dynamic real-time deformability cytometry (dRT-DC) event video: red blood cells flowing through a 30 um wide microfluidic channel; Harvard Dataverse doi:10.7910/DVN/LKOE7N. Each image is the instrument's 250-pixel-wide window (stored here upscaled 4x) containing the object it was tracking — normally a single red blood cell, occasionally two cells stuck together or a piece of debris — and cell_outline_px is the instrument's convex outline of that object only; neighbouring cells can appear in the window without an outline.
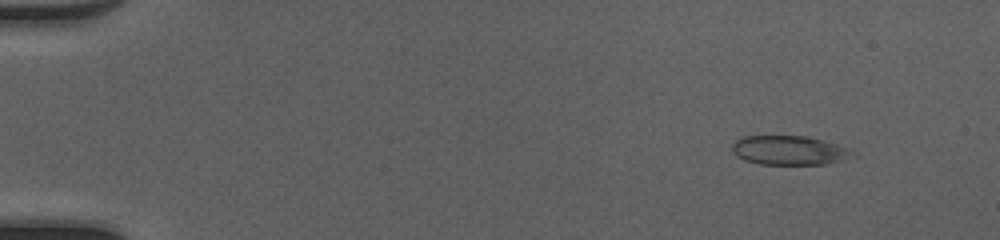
{"species": "common noctule bat (a hibernating species)", "species_latin": "Nyctalus noctula", "temperature_condition": "cold", "stored_images_in_passage": 51, "camera_frame_rate_fps": 3000, "um_per_image_px": 0.085, "animal": {"sex": "female", "body_mass_g": 20.0, "forearm_length_mm": 54.0}, "frame": {"image": 1, "passage_image": 6, "time_ms": 1.667, "image_size_px": [1000, 240], "cell_outline_px": [[860, 156], [824, 164], [760, 164], [744, 160], [736, 156], [732, 152], [732, 144], [740, 136], [804, 136], [824, 140], [848, 148], [856, 152]], "centroid_in_image_um": [67.11, 12.78], "position_along_channel_um": 17.9, "area_um2": 20.75}}
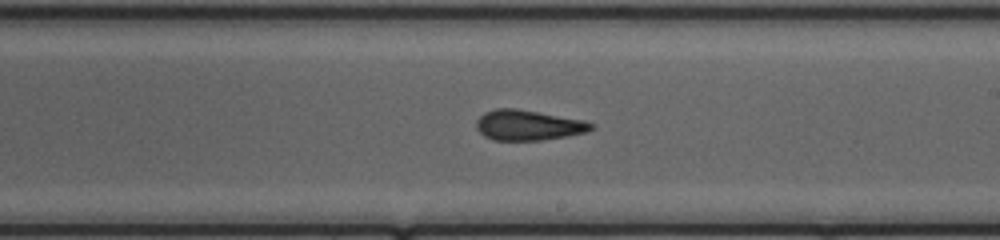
{"frame": {"image": 2, "passage_image": 31, "time_ms": 10.0, "image_size_px": [1000, 240], "cell_outline_px": [[596, 128], [588, 132], [568, 136], [544, 140], [492, 140], [484, 136], [476, 128], [476, 120], [484, 112], [492, 108], [516, 108], [584, 120], [596, 124]], "centroid_in_image_um": [44.92, 10.64], "position_along_channel_um": 244.1, "area_um2": 20.63}}
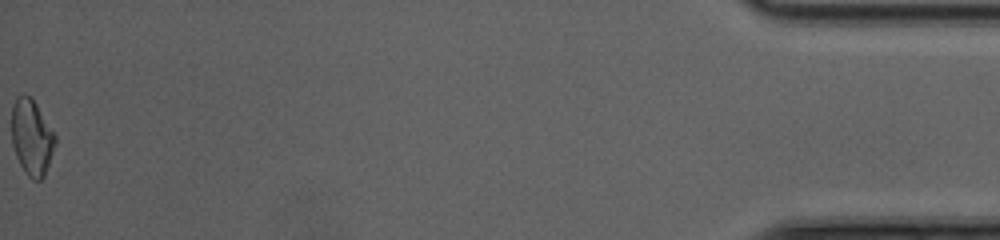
{"frame": {"image": 3, "passage_image": 51, "time_ms": 16.667, "image_size_px": [1000, 240], "cell_outline_px": [[56, 144], [44, 176], [40, 180], [32, 180], [28, 176], [20, 164], [16, 156], [12, 144], [12, 108], [16, 96], [24, 92], [36, 104], [56, 136]], "centroid_in_image_um": [2.69, 11.67], "position_along_channel_um": 432.5, "area_um2": 19.13}, "authors_computed_cell_mechanics": {"area_um2": 20.6346, "velocity_mm_per_s": 4.2179, "shape_relaxation_time_tau1_ms": null, "shape_relaxation_time_tau2_ms": 1.5995, "deformation_change_tau1": null, "deformation_change_tau2": 0.0912}}